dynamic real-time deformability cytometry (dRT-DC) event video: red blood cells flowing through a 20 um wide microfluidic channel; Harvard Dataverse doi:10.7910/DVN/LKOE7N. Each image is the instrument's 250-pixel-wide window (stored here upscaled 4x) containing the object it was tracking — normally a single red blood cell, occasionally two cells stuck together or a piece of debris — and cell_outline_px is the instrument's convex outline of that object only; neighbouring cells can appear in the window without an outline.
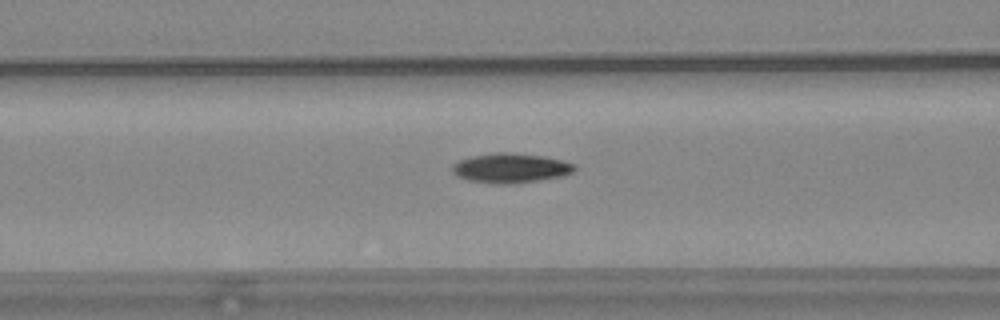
{"species": "common noctule bat (a hibernating species)", "species_latin": "Nyctalus noctula", "temperature_condition": "warm", "stored_images_in_passage": 33, "camera_frame_rate_fps": 3000, "um_per_image_px": 0.085, "animal": {"sex": "female", "body_mass_g": 24.6, "forearm_length_mm": 56.2}, "frame": {"image": 1, "passage_image": 9, "time_ms": 2.667, "image_size_px": [1000, 320], "cell_outline_px": [[576, 168], [572, 172], [564, 176], [540, 180], [512, 184], [496, 184], [468, 180], [456, 176], [452, 172], [452, 164], [460, 160], [472, 156], [496, 152], [512, 152], [544, 156], [576, 164]], "centroid_in_image_um": [43.4, 14.29], "position_along_channel_um": 123.2, "area_um2": 21.27}}
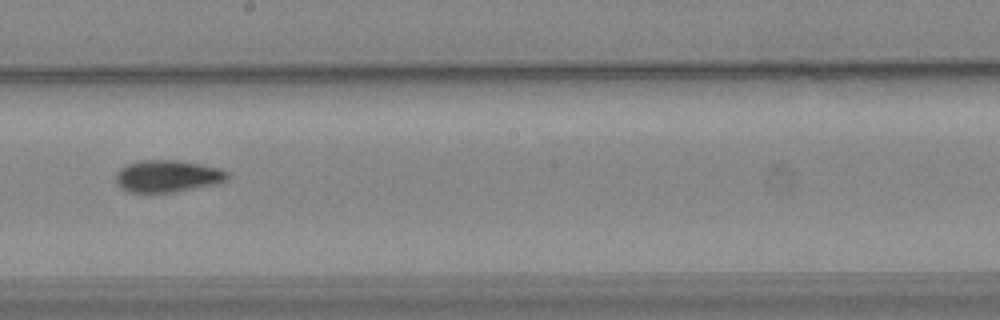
{"frame": {"image": 2, "passage_image": 18, "time_ms": 5.667, "image_size_px": [1000, 320], "cell_outline_px": [[228, 180], [220, 184], [176, 192], [128, 192], [120, 188], [116, 184], [116, 172], [120, 168], [128, 164], [140, 160], [176, 160], [200, 164], [216, 168], [228, 172]], "centroid_in_image_um": [14.24, 14.99], "position_along_channel_um": 234.0, "area_um2": 21.04}}
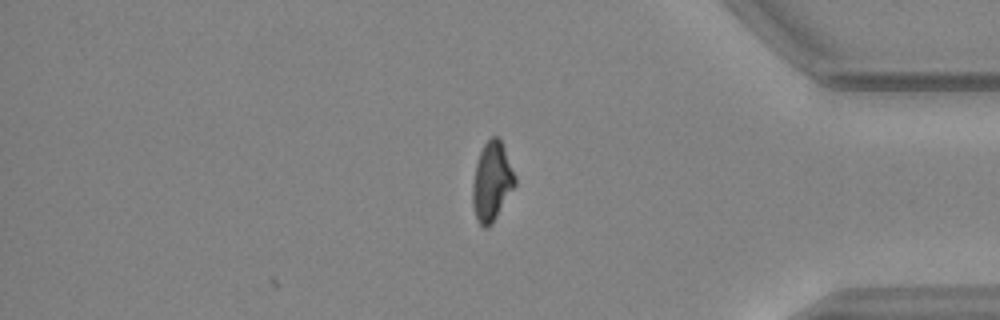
{"frame": {"image": 3, "passage_image": 33, "time_ms": 10.667, "image_size_px": [1000, 320], "cell_outline_px": [[516, 184], [492, 224], [488, 228], [484, 228], [476, 220], [472, 204], [472, 184], [476, 164], [480, 152], [484, 144], [492, 136], [496, 136], [500, 140], [504, 148], [516, 176]], "centroid_in_image_um": [41.8, 15.47], "position_along_channel_um": 393.4, "area_um2": 19.48}, "authors_computed_cell_mechanics": {"area_um2": 20.4612, "velocity_mm_per_s": 3.6861, "shape_relaxation_time_tau1_ms": 5.1369, "shape_relaxation_time_tau2_ms": 6.0379, "deformation_change_tau1": 0.1484, "deformation_change_tau2": 0.1188}}